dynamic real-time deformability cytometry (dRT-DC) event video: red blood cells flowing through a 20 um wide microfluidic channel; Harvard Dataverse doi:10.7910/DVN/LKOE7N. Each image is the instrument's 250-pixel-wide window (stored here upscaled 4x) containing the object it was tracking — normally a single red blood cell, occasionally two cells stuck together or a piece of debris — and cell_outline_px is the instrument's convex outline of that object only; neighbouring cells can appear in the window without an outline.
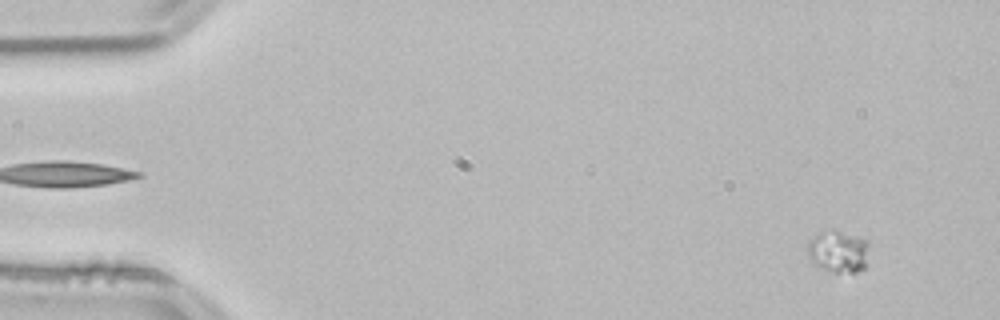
{"species": "common noctule bat (a hibernating species)", "species_latin": "Nyctalus noctula", "temperature_condition": "room temperature", "stored_images_in_passage": 55, "camera_frame_rate_fps": 3000, "um_per_image_px": 0.085, "animal": {"sex": "male", "body_mass_g": 21.5, "forearm_length_mm": 52.0}, "frame": {"image": 1, "passage_image": 4, "time_ms": 1.0, "image_size_px": [1000, 320], "cell_outline_px": [[868, 244], [864, 268], [856, 272], [836, 272], [824, 268], [816, 264], [808, 256], [808, 240], [812, 236], [820, 232], [832, 228], [868, 240]], "centroid_in_image_um": [71.23, 21.33], "position_along_channel_um": 13.8, "area_um2": 14.91}}
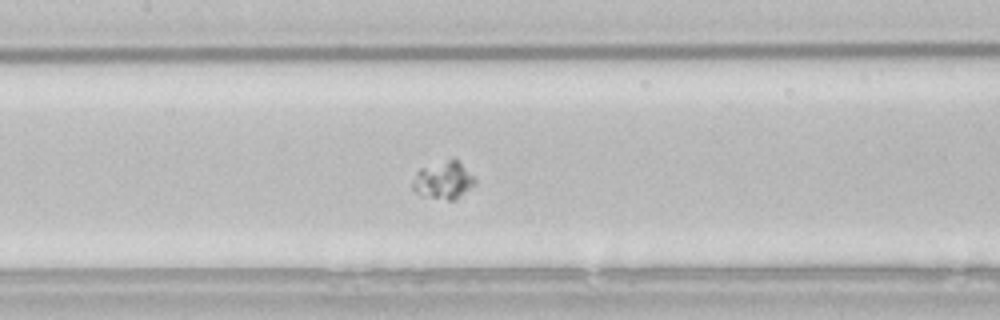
{"frame": {"image": 2, "passage_image": 26, "time_ms": 8.333, "image_size_px": [1000, 320], "cell_outline_px": [[476, 184], [452, 200], [448, 200], [420, 196], [412, 188], [412, 184], [416, 172], [420, 168], [448, 160], [456, 160], [476, 180]], "centroid_in_image_um": [37.64, 15.35], "position_along_channel_um": 169.8, "area_um2": 13.18}}
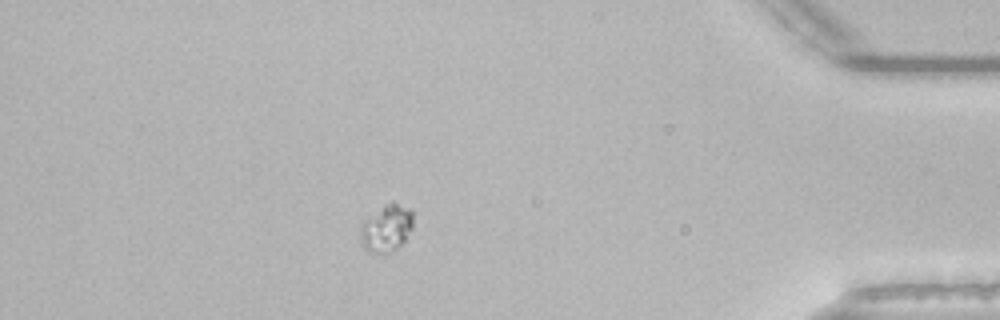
{"frame": {"image": 3, "passage_image": 48, "time_ms": 15.667, "image_size_px": [1000, 320], "cell_outline_px": [[412, 228], [404, 240], [392, 252], [368, 252], [364, 248], [360, 240], [360, 228], [384, 204], [392, 200], [412, 208]], "centroid_in_image_um": [32.88, 19.37], "position_along_channel_um": 402.3, "area_um2": 14.22}}